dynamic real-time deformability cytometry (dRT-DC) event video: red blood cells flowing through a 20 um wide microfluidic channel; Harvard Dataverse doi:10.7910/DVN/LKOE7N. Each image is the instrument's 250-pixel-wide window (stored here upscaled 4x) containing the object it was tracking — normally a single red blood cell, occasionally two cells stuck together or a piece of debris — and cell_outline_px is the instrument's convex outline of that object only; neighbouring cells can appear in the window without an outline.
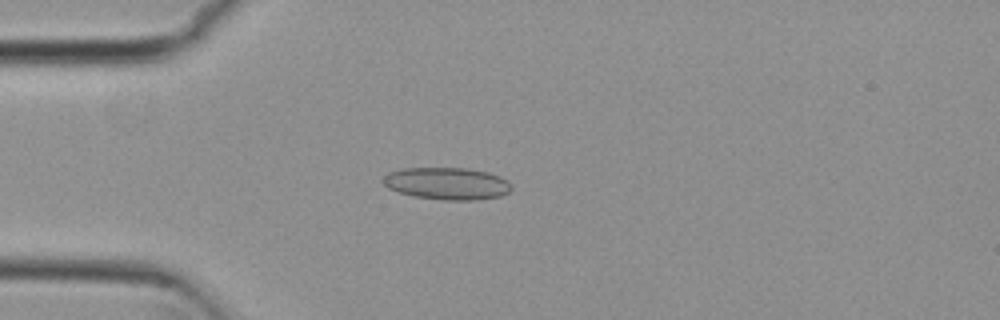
{"species": "common noctule bat (a hibernating species)", "species_latin": "Nyctalus noctula", "temperature_condition": "cold", "stored_images_in_passage": 41, "camera_frame_rate_fps": 3000, "um_per_image_px": 0.085, "animal": {"sex": "female", "body_mass_g": 29.2, "forearm_length_mm": 56.3}, "frame": {"image": 1, "passage_image": 2, "time_ms": 0.333, "image_size_px": [1000, 320], "cell_outline_px": [[512, 188], [508, 192], [500, 196], [476, 200], [440, 200], [416, 196], [400, 192], [388, 188], [384, 184], [384, 176], [388, 172], [400, 168], [468, 168], [488, 172], [500, 176], [508, 180], [512, 184]], "centroid_in_image_um": [38.03, 15.59], "position_along_channel_um": 47.0, "area_um2": 24.16}}
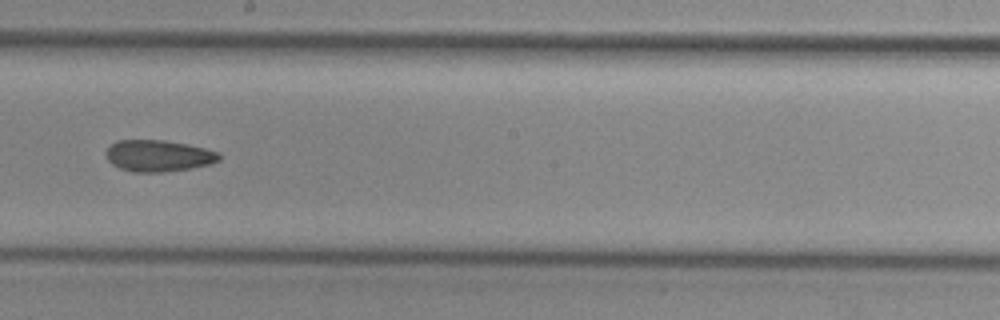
{"frame": {"image": 2, "passage_image": 18, "time_ms": 5.667, "image_size_px": [1000, 320], "cell_outline_px": [[220, 160], [212, 164], [192, 168], [164, 172], [132, 172], [120, 168], [112, 164], [108, 160], [108, 148], [116, 140], [164, 140], [188, 144], [220, 152]], "centroid_in_image_um": [13.51, 13.24], "position_along_channel_um": 234.7, "area_um2": 20.81}}
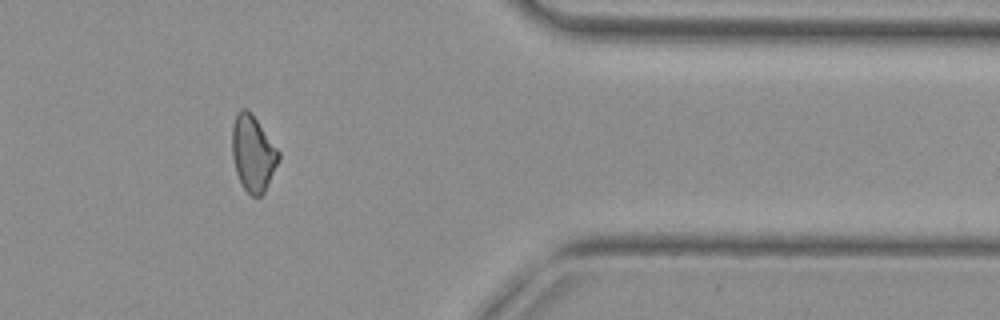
{"frame": {"image": 3, "passage_image": 32, "time_ms": 10.333, "image_size_px": [1000, 320], "cell_outline_px": [[280, 156], [264, 192], [260, 196], [252, 196], [240, 184], [236, 172], [232, 156], [232, 128], [236, 112], [240, 108], [244, 108], [256, 120], [280, 152]], "centroid_in_image_um": [21.47, 13.05], "position_along_channel_um": 389.9, "area_um2": 20.17}, "authors_computed_cell_mechanics": {"area_um2": 20.9236, "velocity_mm_per_s": 3.8125, "shape_relaxation_time_tau1_ms": null, "shape_relaxation_time_tau2_ms": 9.1298, "deformation_change_tau1": null, "deformation_change_tau2": 0.1703}}